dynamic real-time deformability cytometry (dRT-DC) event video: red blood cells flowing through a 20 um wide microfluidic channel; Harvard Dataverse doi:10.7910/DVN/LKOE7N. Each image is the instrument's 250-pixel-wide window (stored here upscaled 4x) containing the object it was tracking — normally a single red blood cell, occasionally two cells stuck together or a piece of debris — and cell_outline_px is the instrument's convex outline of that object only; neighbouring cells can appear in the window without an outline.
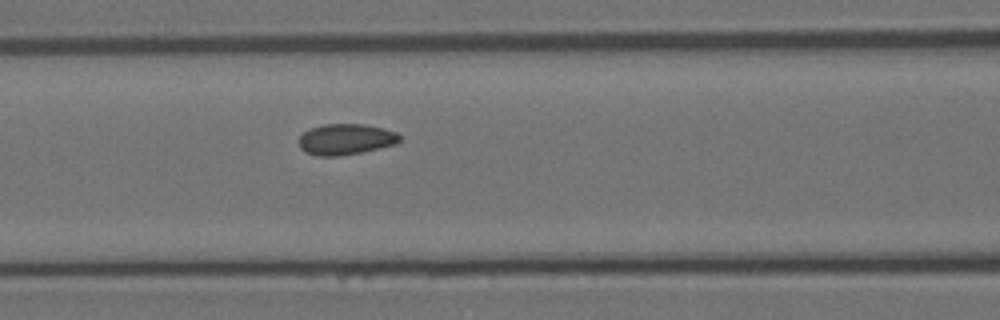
{"species": "Egyptian fruit bat (a non-hibernating species)", "species_latin": "Rousettus aegyptiacus", "temperature_condition": "room temperature", "stored_images_in_passage": 7, "camera_frame_rate_fps": 3000, "um_per_image_px": 0.085, "animal": {"sex": "female"}, "frame": {"image": 1, "passage_image": 7, "time_ms": 2.0, "image_size_px": [1000, 320], "cell_outline_px": [[400, 140], [396, 144], [360, 152], [336, 156], [316, 156], [300, 148], [300, 136], [304, 132], [312, 128], [324, 124], [364, 124], [384, 128], [396, 132], [400, 136]], "centroid_in_image_um": [29.41, 11.83], "position_along_channel_um": 137.2, "area_um2": 17.92}}